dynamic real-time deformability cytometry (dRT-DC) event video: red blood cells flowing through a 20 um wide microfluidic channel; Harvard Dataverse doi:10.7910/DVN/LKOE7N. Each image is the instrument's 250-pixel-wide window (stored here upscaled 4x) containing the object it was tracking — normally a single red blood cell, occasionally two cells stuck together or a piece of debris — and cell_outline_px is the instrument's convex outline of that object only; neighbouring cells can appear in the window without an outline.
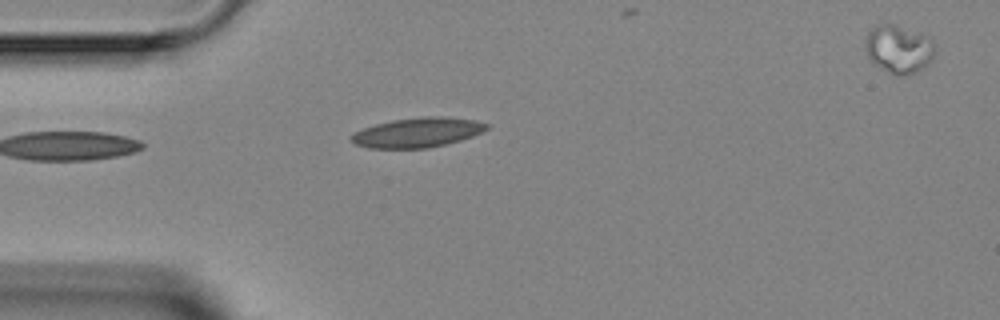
{"species": "Egyptian fruit bat (a non-hibernating species)", "species_latin": "Rousettus aegyptiacus", "temperature_condition": "room temperature", "stored_images_in_passage": 3, "camera_frame_rate_fps": 3000, "um_per_image_px": 0.085, "animal": {"sex": "female"}, "frame": {"image": 1, "passage_image": 2, "time_ms": 1.333, "image_size_px": [1000, 320], "cell_outline_px": [[488, 128], [472, 136], [460, 140], [428, 148], [368, 148], [356, 144], [348, 140], [348, 136], [364, 128], [376, 124], [392, 120], [424, 116], [448, 116], [476, 120], [488, 124]], "centroid_in_image_um": [35.46, 11.25], "position_along_channel_um": 49.5, "area_um2": 23.41}}